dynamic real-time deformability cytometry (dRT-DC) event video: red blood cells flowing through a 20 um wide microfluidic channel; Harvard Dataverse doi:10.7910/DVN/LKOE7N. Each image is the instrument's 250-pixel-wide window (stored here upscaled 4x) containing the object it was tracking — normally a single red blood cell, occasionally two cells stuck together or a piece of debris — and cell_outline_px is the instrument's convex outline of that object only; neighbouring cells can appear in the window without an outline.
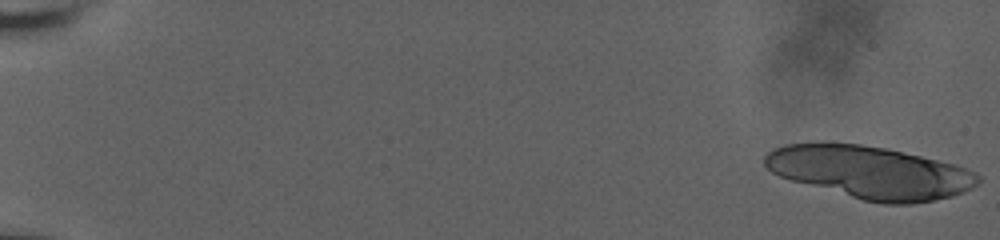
{"species": "human", "species_latin": "Homo sapiens", "temperature_condition": "room temperature", "stored_images_in_passage": 21, "camera_frame_rate_fps": 3000, "um_per_image_px": 0.085, "donor": {"sex": "male"}, "frame": {"image": 1, "passage_image": 1, "time_ms": 0.0, "image_size_px": [1000, 240], "cell_outline_px": [[980, 180], [972, 188], [952, 196], [936, 200], [912, 204], [884, 204], [864, 200], [792, 180], [780, 176], [772, 172], [764, 164], [764, 156], [772, 148], [784, 144], [816, 140], [824, 140], [860, 144], [888, 148], [956, 164], [976, 172], [980, 176]], "centroid_in_image_um": [73.93, 14.6], "position_along_channel_um": 11.1, "area_um2": 66.01}}